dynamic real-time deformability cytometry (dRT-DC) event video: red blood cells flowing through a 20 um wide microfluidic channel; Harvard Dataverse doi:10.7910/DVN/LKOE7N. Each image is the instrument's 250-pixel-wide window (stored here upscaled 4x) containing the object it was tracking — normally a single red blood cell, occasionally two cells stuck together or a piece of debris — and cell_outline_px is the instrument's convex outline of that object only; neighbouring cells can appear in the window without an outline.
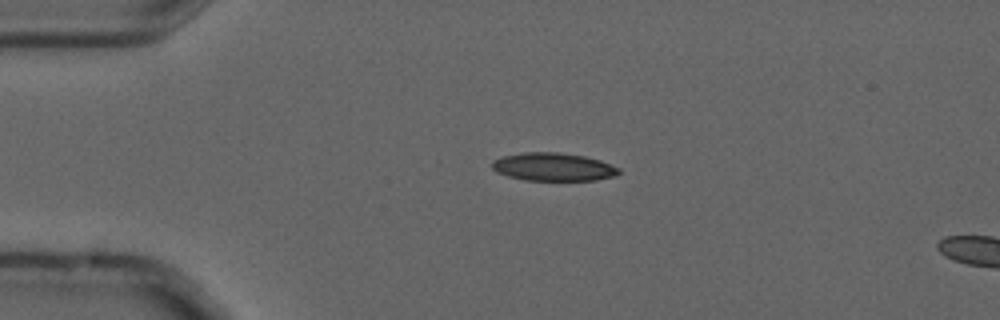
{"species": "common noctule bat (a hibernating species)", "species_latin": "Nyctalus noctula", "temperature_condition": "cold", "stored_images_in_passage": 5, "camera_frame_rate_fps": 3000, "um_per_image_px": 0.085, "animal": {"sex": "male", "forearm_length_mm": 52.5}, "frame": {"image": 1, "passage_image": 3, "time_ms": 0.667, "image_size_px": [1000, 320], "cell_outline_px": [[620, 172], [616, 176], [596, 180], [524, 180], [508, 176], [496, 172], [492, 168], [492, 160], [504, 156], [524, 152], [560, 152], [584, 156], [600, 160], [620, 168]], "centroid_in_image_um": [47.04, 14.18], "position_along_channel_um": 38.0, "area_um2": 20.81}}